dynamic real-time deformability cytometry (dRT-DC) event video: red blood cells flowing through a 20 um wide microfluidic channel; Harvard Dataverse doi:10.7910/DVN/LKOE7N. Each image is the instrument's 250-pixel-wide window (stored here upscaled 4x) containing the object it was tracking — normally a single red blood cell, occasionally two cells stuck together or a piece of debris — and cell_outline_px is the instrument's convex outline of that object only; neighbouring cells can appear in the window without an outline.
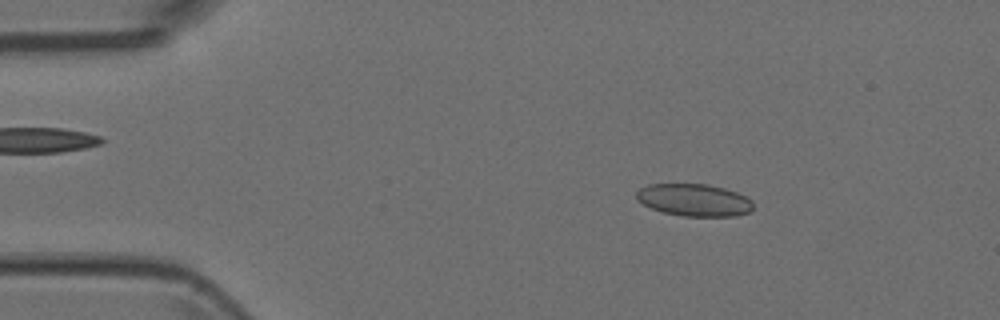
{"species": "Egyptian fruit bat (a non-hibernating species)", "species_latin": "Rousettus aegyptiacus", "temperature_condition": "room temperature", "stored_images_in_passage": 4, "camera_frame_rate_fps": 3000, "um_per_image_px": 0.085, "animal": {"sex": "female"}, "frame": {"image": 1, "passage_image": 2, "time_ms": 0.333, "image_size_px": [1000, 320], "cell_outline_px": [[752, 208], [748, 212], [736, 216], [684, 216], [664, 212], [652, 208], [636, 200], [636, 192], [640, 188], [648, 184], [708, 184], [724, 188], [736, 192], [752, 200]], "centroid_in_image_um": [58.98, 16.99], "position_along_channel_um": 26.0, "area_um2": 21.85}}
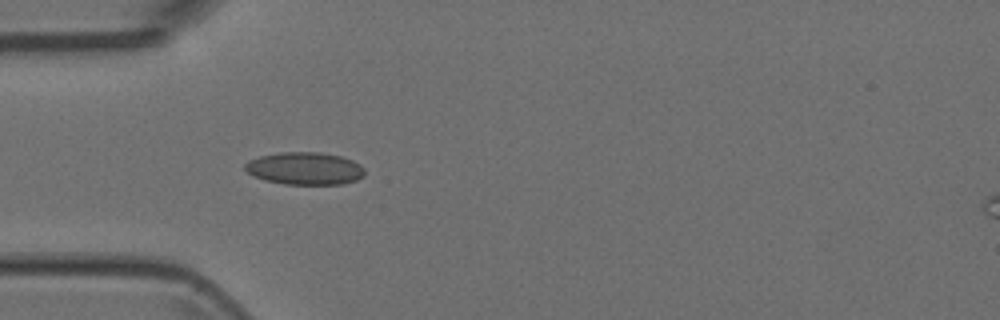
{"frame": {"image": 2, "passage_image": 4, "time_ms": 1.0, "image_size_px": [1000, 320], "cell_outline_px": [[364, 176], [356, 180], [344, 184], [284, 184], [264, 180], [252, 176], [244, 168], [244, 164], [248, 160], [260, 156], [280, 152], [320, 152], [340, 156], [352, 160], [360, 164], [364, 168]], "centroid_in_image_um": [25.89, 14.32], "position_along_channel_um": 59.1, "area_um2": 22.83}}